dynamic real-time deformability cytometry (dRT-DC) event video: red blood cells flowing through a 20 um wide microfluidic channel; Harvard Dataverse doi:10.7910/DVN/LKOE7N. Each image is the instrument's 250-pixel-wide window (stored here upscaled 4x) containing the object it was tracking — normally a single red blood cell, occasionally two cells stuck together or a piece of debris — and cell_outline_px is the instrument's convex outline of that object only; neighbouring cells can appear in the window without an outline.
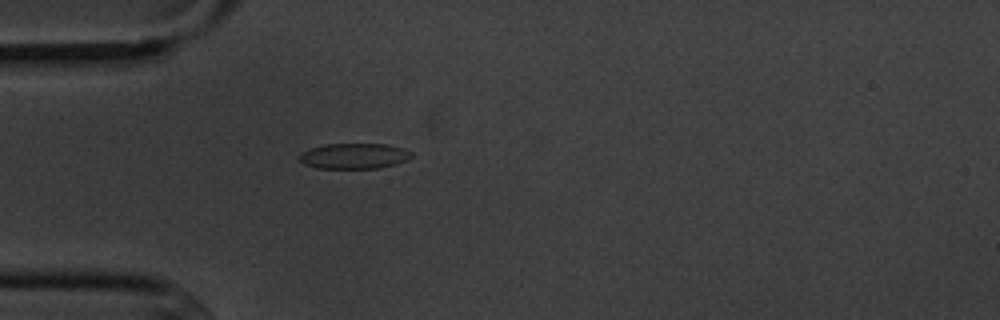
{"species": "common noctule bat (a hibernating species)", "species_latin": "Nyctalus noctula", "temperature_condition": "cold", "stored_images_in_passage": 2, "camera_frame_rate_fps": 3000, "um_per_image_px": 0.085, "animal": {"sex": "male", "body_mass_g": 20.1, "forearm_length_mm": 53.5}, "frame": {"image": 1, "passage_image": 2, "time_ms": 1.333, "image_size_px": [1000, 320], "cell_outline_px": [[412, 156], [396, 164], [376, 168], [316, 168], [304, 164], [300, 160], [300, 152], [308, 148], [324, 144], [388, 144], [404, 148], [412, 152]], "centroid_in_image_um": [30.07, 13.25], "position_along_channel_um": 54.9, "area_um2": 16.7}}